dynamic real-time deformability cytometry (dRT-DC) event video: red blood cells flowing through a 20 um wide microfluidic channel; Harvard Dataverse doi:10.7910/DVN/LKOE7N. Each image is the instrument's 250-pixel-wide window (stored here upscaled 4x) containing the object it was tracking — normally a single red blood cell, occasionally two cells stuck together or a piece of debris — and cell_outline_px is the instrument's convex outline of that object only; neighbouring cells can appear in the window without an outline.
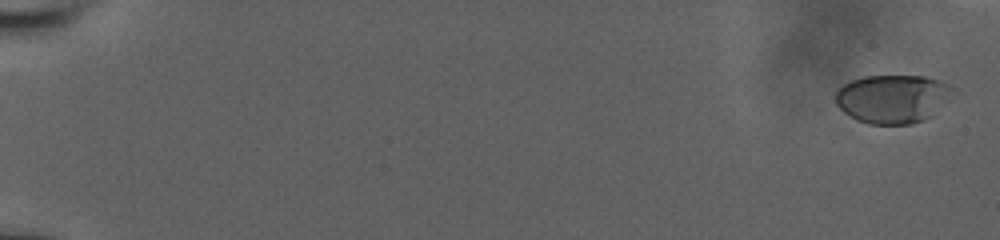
{"species": "human", "species_latin": "Homo sapiens", "temperature_condition": "room temperature", "stored_images_in_passage": 27, "camera_frame_rate_fps": 3000, "um_per_image_px": 0.085, "donor": {"sex": "male"}, "frame": {"image": 1, "passage_image": 1, "time_ms": 0.0, "image_size_px": [1000, 240], "cell_outline_px": [[956, 88], [932, 116], [924, 120], [912, 124], [868, 124], [856, 120], [836, 108], [836, 88], [852, 80], [864, 76], [924, 76], [940, 80]], "centroid_in_image_um": [75.83, 8.4], "position_along_channel_um": 9.2, "area_um2": 33.41}}
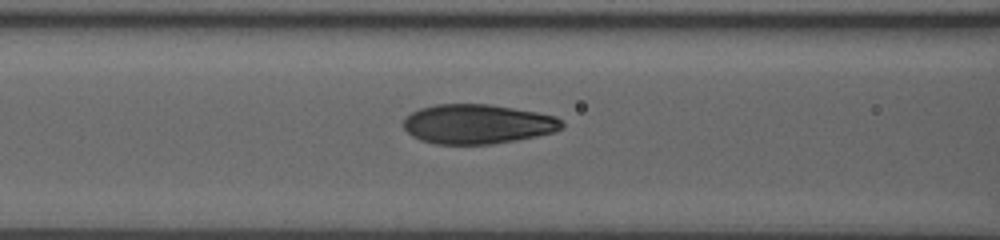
{"frame": {"image": 2, "passage_image": 21, "time_ms": 8.333, "image_size_px": [1000, 240], "cell_outline_px": [[564, 128], [556, 132], [516, 140], [492, 144], [436, 144], [420, 140], [412, 136], [404, 128], [404, 116], [420, 108], [436, 104], [488, 104], [536, 112], [556, 116], [564, 124]], "centroid_in_image_um": [40.59, 10.55], "position_along_channel_um": 126.0, "area_um2": 36.59}}
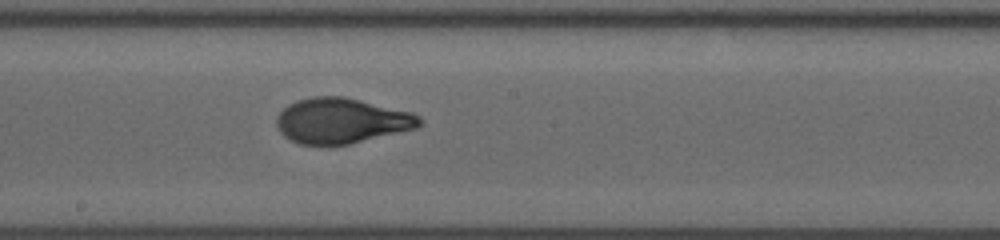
{"frame": {"image": 3, "passage_image": 27, "time_ms": 10.667, "image_size_px": [1000, 240], "cell_outline_px": [[424, 124], [416, 128], [348, 144], [300, 144], [284, 136], [280, 132], [276, 124], [276, 116], [288, 104], [296, 100], [312, 96], [344, 96], [412, 112], [420, 116], [424, 120]], "centroid_in_image_um": [29.04, 10.24], "position_along_channel_um": 219.2, "area_um2": 37.74}}